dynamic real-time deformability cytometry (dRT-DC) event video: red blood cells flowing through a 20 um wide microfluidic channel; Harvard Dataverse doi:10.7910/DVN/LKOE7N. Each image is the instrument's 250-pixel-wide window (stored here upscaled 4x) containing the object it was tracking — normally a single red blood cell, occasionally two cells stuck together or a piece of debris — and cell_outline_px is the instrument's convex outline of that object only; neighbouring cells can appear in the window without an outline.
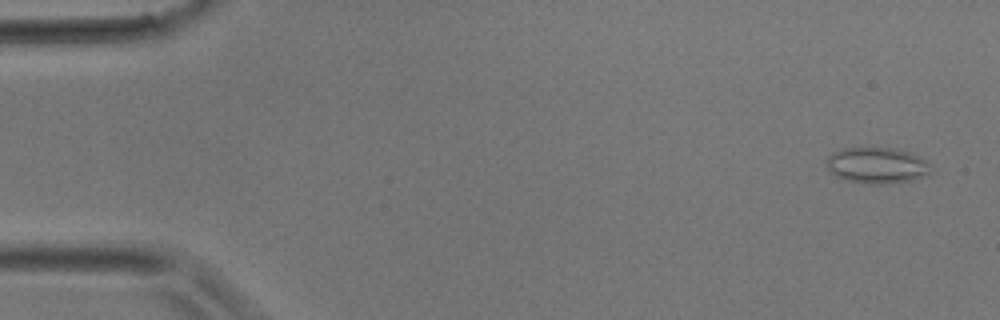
{"species": "common noctule bat (a hibernating species)", "species_latin": "Nyctalus noctula", "temperature_condition": "room temperature", "stored_images_in_passage": 39, "camera_frame_rate_fps": 3000, "um_per_image_px": 0.085, "animal": {"sex": "male", "body_mass_g": 17.9}, "frame": {"image": 1, "passage_image": 2, "time_ms": 0.333, "image_size_px": [1000, 320], "cell_outline_px": [[928, 172], [924, 176], [912, 180], [880, 184], [868, 184], [848, 180], [836, 176], [828, 168], [828, 156], [832, 152], [840, 148], [892, 148], [908, 152], [920, 156], [928, 164]], "centroid_in_image_um": [74.51, 14.05], "position_along_channel_um": 10.5, "area_um2": 21.5}}
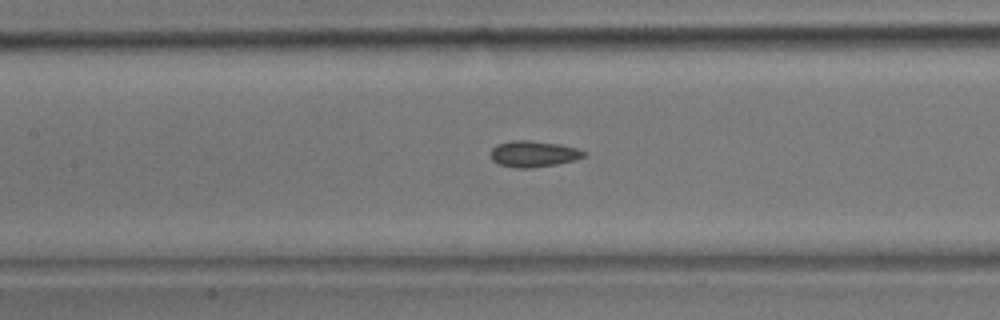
{"frame": {"image": 2, "passage_image": 18, "time_ms": 5.667, "image_size_px": [1000, 320], "cell_outline_px": [[588, 152], [584, 156], [576, 160], [556, 164], [532, 168], [516, 168], [500, 164], [492, 160], [492, 148], [496, 144], [512, 140], [528, 140], [560, 144], [576, 148]], "centroid_in_image_um": [45.37, 13.07], "position_along_channel_um": 162.0, "area_um2": 14.22}}
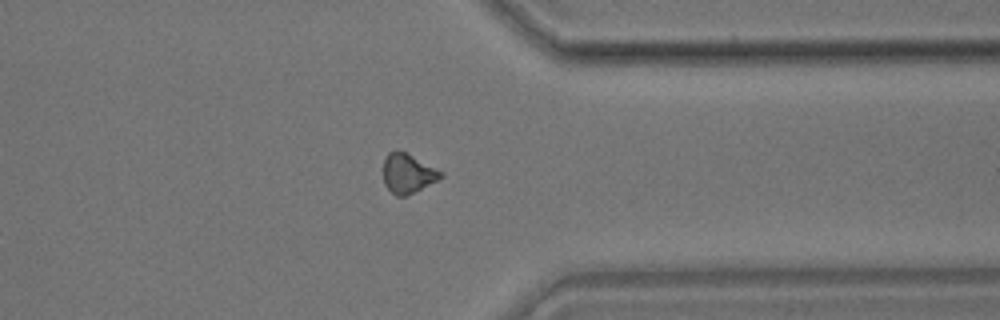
{"frame": {"image": 3, "passage_image": 31, "time_ms": 10.0, "image_size_px": [1000, 320], "cell_outline_px": [[444, 176], [408, 196], [396, 196], [384, 184], [384, 160], [388, 152], [396, 148], [444, 172]], "centroid_in_image_um": [34.66, 14.74], "position_along_channel_um": 376.7, "area_um2": 13.18}}